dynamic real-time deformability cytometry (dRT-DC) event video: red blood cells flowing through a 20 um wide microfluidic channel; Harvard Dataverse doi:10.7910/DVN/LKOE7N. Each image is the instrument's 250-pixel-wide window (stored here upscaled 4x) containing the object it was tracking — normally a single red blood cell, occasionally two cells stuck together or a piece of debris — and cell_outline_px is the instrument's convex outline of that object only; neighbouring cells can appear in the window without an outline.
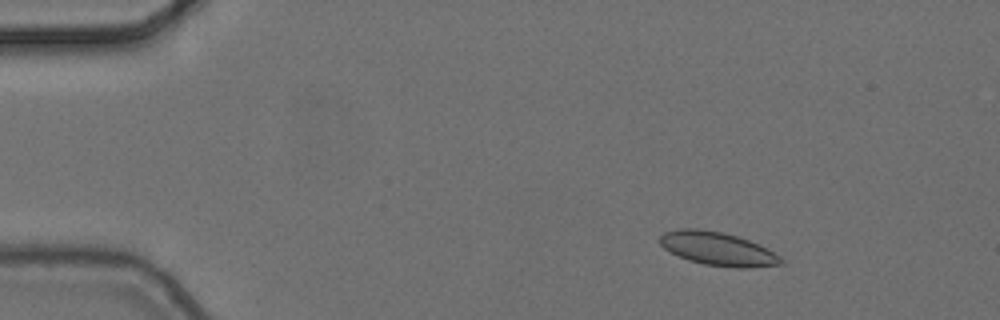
{"species": "common noctule bat (a hibernating species)", "species_latin": "Nyctalus noctula", "temperature_condition": "cold", "stored_images_in_passage": 8, "camera_frame_rate_fps": 3000, "um_per_image_px": 0.085, "animal": {"sex": "female", "body_mass_g": 24.6, "forearm_length_mm": 56.2}, "frame": {"image": 1, "passage_image": 2, "time_ms": 0.333, "image_size_px": [1000, 320], "cell_outline_px": [[784, 264], [748, 268], [736, 268], [704, 264], [688, 260], [664, 248], [660, 244], [660, 236], [664, 232], [680, 228], [696, 228], [724, 232], [748, 240], [768, 248], [780, 256], [784, 260]], "centroid_in_image_um": [61.04, 21.15], "position_along_channel_um": 24.0, "area_um2": 23.64}}
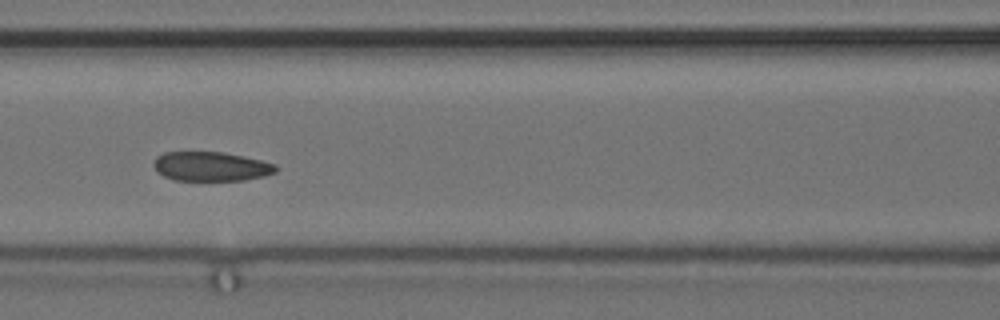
{"frame": {"image": 2, "passage_image": 7, "time_ms": 2.0, "image_size_px": [1000, 320], "cell_outline_px": [[276, 172], [264, 176], [244, 180], [172, 180], [156, 172], [152, 164], [156, 156], [164, 152], [224, 152], [244, 156], [276, 164]], "centroid_in_image_um": [17.89, 14.14], "position_along_channel_um": 148.7, "area_um2": 20.98}}
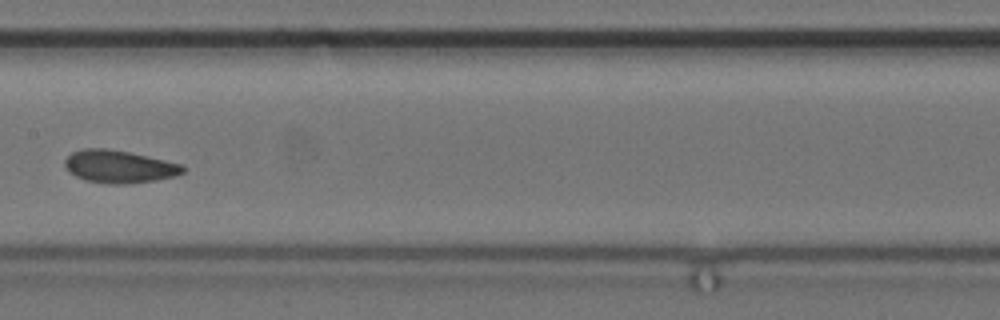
{"frame": {"image": 3, "passage_image": 8, "time_ms": 2.333, "image_size_px": [1000, 320], "cell_outline_px": [[184, 172], [176, 176], [156, 180], [128, 184], [108, 184], [84, 180], [68, 172], [64, 168], [64, 160], [72, 152], [84, 148], [108, 148], [148, 156], [184, 164]], "centroid_in_image_um": [10.11, 14.16], "position_along_channel_um": 197.3, "area_um2": 22.77}}